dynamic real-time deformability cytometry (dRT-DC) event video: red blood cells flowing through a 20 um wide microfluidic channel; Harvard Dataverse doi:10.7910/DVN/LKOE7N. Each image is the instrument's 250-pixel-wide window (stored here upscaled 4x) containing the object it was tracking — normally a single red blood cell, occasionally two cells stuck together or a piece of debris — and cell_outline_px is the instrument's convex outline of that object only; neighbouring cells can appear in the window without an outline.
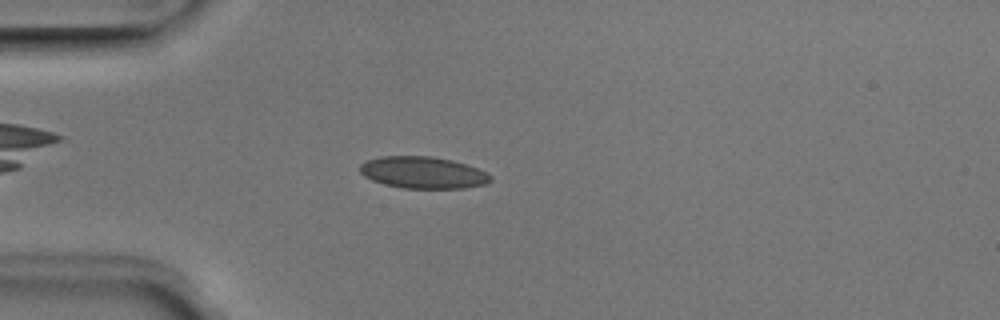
{"species": "Egyptian fruit bat (a non-hibernating species)", "species_latin": "Rousettus aegyptiacus", "temperature_condition": "room temperature", "stored_images_in_passage": 45, "camera_frame_rate_fps": 3000, "um_per_image_px": 0.085, "animal": {"sex": "male"}, "frame": {"image": 1, "passage_image": 8, "time_ms": 2.333, "image_size_px": [1000, 320], "cell_outline_px": [[492, 180], [484, 184], [464, 188], [404, 188], [384, 184], [372, 180], [364, 176], [360, 172], [360, 164], [368, 160], [380, 156], [432, 156], [452, 160], [488, 172], [492, 176]], "centroid_in_image_um": [35.95, 14.66], "position_along_channel_um": 49.0, "area_um2": 24.16}}
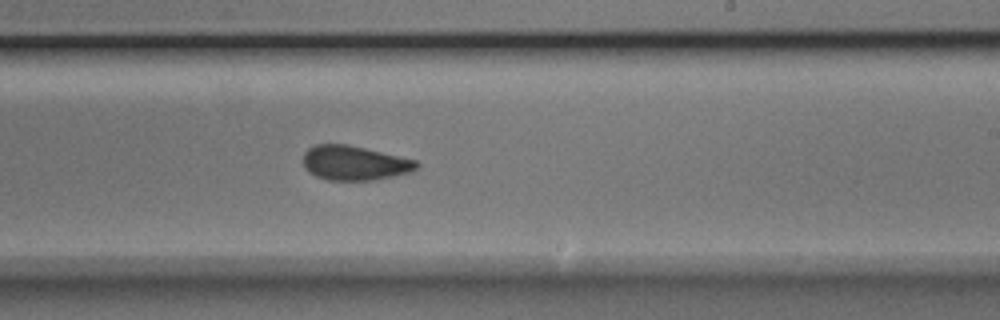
{"frame": {"image": 2, "passage_image": 25, "time_ms": 8.0, "image_size_px": [1000, 320], "cell_outline_px": [[420, 164], [412, 172], [372, 180], [328, 180], [316, 176], [308, 172], [304, 168], [304, 152], [308, 148], [316, 144], [348, 144], [416, 160]], "centroid_in_image_um": [30.11, 13.85], "position_along_channel_um": 258.9, "area_um2": 22.77}}
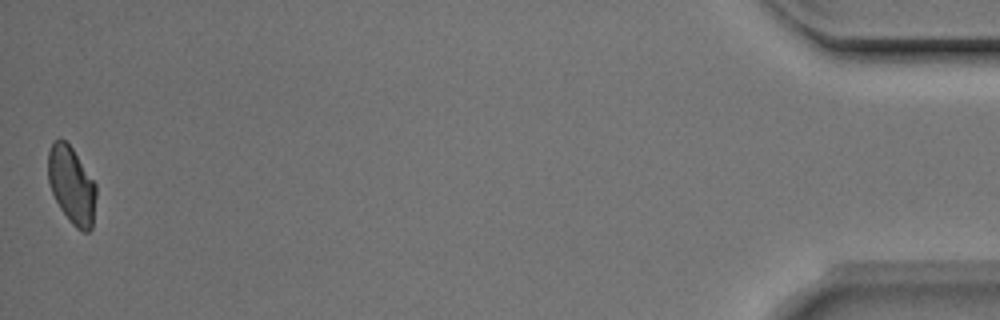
{"frame": {"image": 3, "passage_image": 45, "time_ms": 14.667, "image_size_px": [1000, 320], "cell_outline_px": [[96, 196], [92, 228], [88, 232], [84, 232], [76, 228], [68, 220], [60, 208], [52, 192], [48, 180], [48, 152], [52, 140], [60, 136], [72, 148], [96, 184]], "centroid_in_image_um": [6.08, 15.73], "position_along_channel_um": 429.1, "area_um2": 21.73}, "authors_computed_cell_mechanics": {"area_um2": 23.1778, "velocity_mm_per_s": 3.9528, "shape_relaxation_time_tau1_ms": null, "shape_relaxation_time_tau2_ms": 1.6749, "deformation_change_tau1": null, "deformation_change_tau2": 0.0617}}